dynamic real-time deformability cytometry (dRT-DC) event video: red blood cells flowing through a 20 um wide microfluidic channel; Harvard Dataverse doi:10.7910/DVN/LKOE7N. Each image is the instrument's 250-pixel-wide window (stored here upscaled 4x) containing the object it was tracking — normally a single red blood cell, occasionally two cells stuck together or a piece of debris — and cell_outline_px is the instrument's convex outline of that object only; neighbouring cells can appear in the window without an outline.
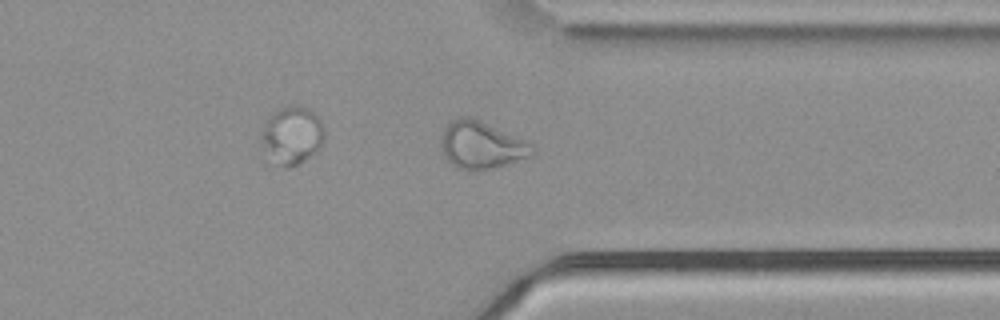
{"species": "common noctule bat (a hibernating species)", "species_latin": "Nyctalus noctula", "temperature_condition": "cold", "stored_images_in_passage": 42, "camera_frame_rate_fps": 3000, "um_per_image_px": 0.085, "animal": {"sex": "male", "body_mass_g": 21.5, "forearm_length_mm": 52.0}, "frame": {"image": 1, "passage_image": 31, "time_ms": 10.0, "image_size_px": [1000, 320], "cell_outline_px": [[536, 152], [528, 156], [484, 172], [468, 172], [456, 168], [444, 156], [440, 144], [444, 128], [456, 116], [468, 116], [480, 120], [528, 140], [532, 144]], "centroid_in_image_um": [40.91, 12.35], "position_along_channel_um": 370.5, "area_um2": 25.78}}
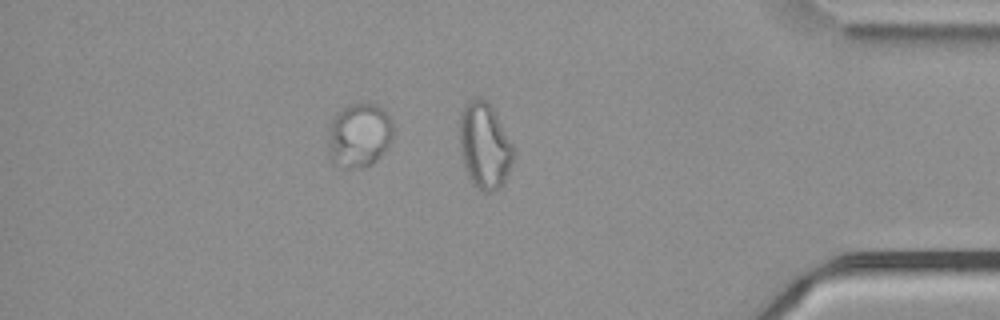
{"frame": {"image": 2, "passage_image": 35, "time_ms": 11.333, "image_size_px": [1000, 320], "cell_outline_px": [[392, 136], [388, 144], [376, 160], [372, 164], [360, 168], [332, 164], [328, 152], [328, 128], [336, 112], [352, 104], [376, 104], [384, 108], [392, 120]], "centroid_in_image_um": [30.5, 11.48], "position_along_channel_um": 404.7, "area_um2": 24.28}, "authors_computed_cell_mechanics": {"area_um2": 24.9407, "velocity_mm_per_s": 3.7515, "shape_relaxation_time_tau1_ms": null, "shape_relaxation_time_tau2_ms": 3.199, "deformation_change_tau1": null, "deformation_change_tau2": 0.0904}}